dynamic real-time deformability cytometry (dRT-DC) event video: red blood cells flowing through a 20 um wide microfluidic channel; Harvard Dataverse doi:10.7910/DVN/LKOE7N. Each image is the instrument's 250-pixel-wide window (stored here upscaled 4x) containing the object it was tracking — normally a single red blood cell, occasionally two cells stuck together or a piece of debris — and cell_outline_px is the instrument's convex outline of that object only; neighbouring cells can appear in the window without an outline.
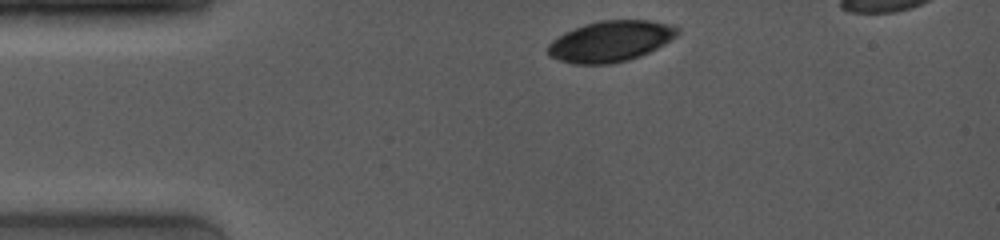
{"species": "common noctule bat (a hibernating species)", "species_latin": "Nyctalus noctula", "temperature_condition": "room temperature", "stored_images_in_passage": 4, "camera_frame_rate_fps": 4000, "um_per_image_px": 0.085, "animal": {"sex": "female", "body_mass_g": 19.0, "forearm_length_mm": 53.3}, "frame": {"image": 1, "passage_image": 1, "time_ms": 0.0, "image_size_px": [1000, 240], "cell_outline_px": [[680, 32], [676, 36], [664, 44], [640, 56], [628, 60], [608, 64], [576, 64], [560, 60], [548, 56], [548, 44], [552, 40], [564, 32], [600, 20], [652, 20], [668, 24], [680, 28]], "centroid_in_image_um": [51.9, 3.5], "position_along_channel_um": 33.1, "area_um2": 30.69}}